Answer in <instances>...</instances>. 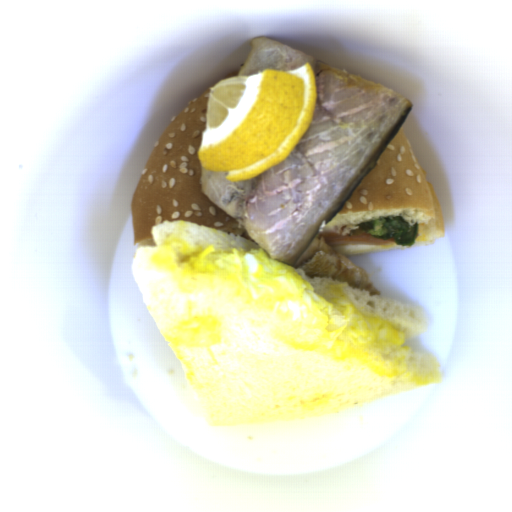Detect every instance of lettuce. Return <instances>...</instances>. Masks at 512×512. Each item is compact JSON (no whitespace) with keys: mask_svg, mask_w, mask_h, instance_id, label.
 <instances>
[{"mask_svg":"<svg viewBox=\"0 0 512 512\" xmlns=\"http://www.w3.org/2000/svg\"><path fill=\"white\" fill-rule=\"evenodd\" d=\"M367 233L381 240L394 239L396 245L414 246L420 235V223L410 224L401 215L384 216L359 224L348 235Z\"/></svg>","mask_w":512,"mask_h":512,"instance_id":"9fb2a089","label":"lettuce"}]
</instances>
